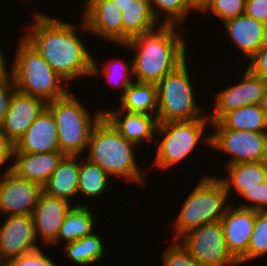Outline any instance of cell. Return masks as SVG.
Here are the masks:
<instances>
[{
	"instance_id": "cell-7",
	"label": "cell",
	"mask_w": 267,
	"mask_h": 266,
	"mask_svg": "<svg viewBox=\"0 0 267 266\" xmlns=\"http://www.w3.org/2000/svg\"><path fill=\"white\" fill-rule=\"evenodd\" d=\"M207 125L212 128L207 113L203 118L196 120L158 123L156 135L162 137L155 139L157 151L151 163L152 167L167 170L183 162L185 158L187 160L201 142L209 147L211 136L204 134Z\"/></svg>"
},
{
	"instance_id": "cell-41",
	"label": "cell",
	"mask_w": 267,
	"mask_h": 266,
	"mask_svg": "<svg viewBox=\"0 0 267 266\" xmlns=\"http://www.w3.org/2000/svg\"><path fill=\"white\" fill-rule=\"evenodd\" d=\"M7 68H8V65L6 62V58L3 53L2 46L0 45V77L11 74V70Z\"/></svg>"
},
{
	"instance_id": "cell-25",
	"label": "cell",
	"mask_w": 267,
	"mask_h": 266,
	"mask_svg": "<svg viewBox=\"0 0 267 266\" xmlns=\"http://www.w3.org/2000/svg\"><path fill=\"white\" fill-rule=\"evenodd\" d=\"M95 225L96 219L87 201L84 205L80 202L79 204L75 203L65 216L57 239L51 245H59L58 243L61 242L67 244L90 235L97 231Z\"/></svg>"
},
{
	"instance_id": "cell-17",
	"label": "cell",
	"mask_w": 267,
	"mask_h": 266,
	"mask_svg": "<svg viewBox=\"0 0 267 266\" xmlns=\"http://www.w3.org/2000/svg\"><path fill=\"white\" fill-rule=\"evenodd\" d=\"M72 206L64 199L41 192L37 205L32 212V217L35 234L43 245L49 246L57 239L65 216Z\"/></svg>"
},
{
	"instance_id": "cell-8",
	"label": "cell",
	"mask_w": 267,
	"mask_h": 266,
	"mask_svg": "<svg viewBox=\"0 0 267 266\" xmlns=\"http://www.w3.org/2000/svg\"><path fill=\"white\" fill-rule=\"evenodd\" d=\"M190 57L156 84L158 123L196 120L205 116V109L197 104L198 96L189 74Z\"/></svg>"
},
{
	"instance_id": "cell-29",
	"label": "cell",
	"mask_w": 267,
	"mask_h": 266,
	"mask_svg": "<svg viewBox=\"0 0 267 266\" xmlns=\"http://www.w3.org/2000/svg\"><path fill=\"white\" fill-rule=\"evenodd\" d=\"M79 161L78 196L85 198H97L108 189L112 179L99 165L81 156ZM109 185V186H108Z\"/></svg>"
},
{
	"instance_id": "cell-31",
	"label": "cell",
	"mask_w": 267,
	"mask_h": 266,
	"mask_svg": "<svg viewBox=\"0 0 267 266\" xmlns=\"http://www.w3.org/2000/svg\"><path fill=\"white\" fill-rule=\"evenodd\" d=\"M94 56H92V76H98L103 75L107 81L108 84L112 87L117 86L122 92L120 94V97L124 94V91L130 86L134 80L133 76V65H132V58L130 62H127L121 58L112 59L113 61H108L101 65L103 68H100V66L97 64ZM116 62V63H115ZM117 75V76H116ZM120 78V79H119ZM112 79V80H111ZM114 80V81H113ZM118 80V81H117ZM120 85V86H119Z\"/></svg>"
},
{
	"instance_id": "cell-21",
	"label": "cell",
	"mask_w": 267,
	"mask_h": 266,
	"mask_svg": "<svg viewBox=\"0 0 267 266\" xmlns=\"http://www.w3.org/2000/svg\"><path fill=\"white\" fill-rule=\"evenodd\" d=\"M64 156L65 154L61 151L46 153L13 152L12 171L19 177L43 186Z\"/></svg>"
},
{
	"instance_id": "cell-10",
	"label": "cell",
	"mask_w": 267,
	"mask_h": 266,
	"mask_svg": "<svg viewBox=\"0 0 267 266\" xmlns=\"http://www.w3.org/2000/svg\"><path fill=\"white\" fill-rule=\"evenodd\" d=\"M180 238L178 241L202 266H239L226 246L220 221L192 229Z\"/></svg>"
},
{
	"instance_id": "cell-13",
	"label": "cell",
	"mask_w": 267,
	"mask_h": 266,
	"mask_svg": "<svg viewBox=\"0 0 267 266\" xmlns=\"http://www.w3.org/2000/svg\"><path fill=\"white\" fill-rule=\"evenodd\" d=\"M80 27L108 41L122 44L121 9L112 0H85ZM82 25V26H81Z\"/></svg>"
},
{
	"instance_id": "cell-12",
	"label": "cell",
	"mask_w": 267,
	"mask_h": 266,
	"mask_svg": "<svg viewBox=\"0 0 267 266\" xmlns=\"http://www.w3.org/2000/svg\"><path fill=\"white\" fill-rule=\"evenodd\" d=\"M42 191L40 184L19 177L12 170L1 174L0 213L32 215Z\"/></svg>"
},
{
	"instance_id": "cell-24",
	"label": "cell",
	"mask_w": 267,
	"mask_h": 266,
	"mask_svg": "<svg viewBox=\"0 0 267 266\" xmlns=\"http://www.w3.org/2000/svg\"><path fill=\"white\" fill-rule=\"evenodd\" d=\"M227 175L219 177L226 187L228 197L233 188L240 195L245 188H253L267 180V161L243 162L225 166Z\"/></svg>"
},
{
	"instance_id": "cell-18",
	"label": "cell",
	"mask_w": 267,
	"mask_h": 266,
	"mask_svg": "<svg viewBox=\"0 0 267 266\" xmlns=\"http://www.w3.org/2000/svg\"><path fill=\"white\" fill-rule=\"evenodd\" d=\"M103 116L127 141L136 144H143L154 141L158 125L157 115L128 112L125 110H104Z\"/></svg>"
},
{
	"instance_id": "cell-6",
	"label": "cell",
	"mask_w": 267,
	"mask_h": 266,
	"mask_svg": "<svg viewBox=\"0 0 267 266\" xmlns=\"http://www.w3.org/2000/svg\"><path fill=\"white\" fill-rule=\"evenodd\" d=\"M46 108L55 121L59 150L65 155L82 156L87 152L91 131L103 117L104 109L89 113V109H86L85 104L72 91L62 98L48 102Z\"/></svg>"
},
{
	"instance_id": "cell-35",
	"label": "cell",
	"mask_w": 267,
	"mask_h": 266,
	"mask_svg": "<svg viewBox=\"0 0 267 266\" xmlns=\"http://www.w3.org/2000/svg\"><path fill=\"white\" fill-rule=\"evenodd\" d=\"M162 266H202L196 262L189 252L178 241L174 240L163 252Z\"/></svg>"
},
{
	"instance_id": "cell-33",
	"label": "cell",
	"mask_w": 267,
	"mask_h": 266,
	"mask_svg": "<svg viewBox=\"0 0 267 266\" xmlns=\"http://www.w3.org/2000/svg\"><path fill=\"white\" fill-rule=\"evenodd\" d=\"M246 0H205L199 9L202 15L213 14L223 23L236 16L245 14Z\"/></svg>"
},
{
	"instance_id": "cell-19",
	"label": "cell",
	"mask_w": 267,
	"mask_h": 266,
	"mask_svg": "<svg viewBox=\"0 0 267 266\" xmlns=\"http://www.w3.org/2000/svg\"><path fill=\"white\" fill-rule=\"evenodd\" d=\"M222 24L234 47L245 56L242 58L249 60L267 41V25L246 14L228 19Z\"/></svg>"
},
{
	"instance_id": "cell-4",
	"label": "cell",
	"mask_w": 267,
	"mask_h": 266,
	"mask_svg": "<svg viewBox=\"0 0 267 266\" xmlns=\"http://www.w3.org/2000/svg\"><path fill=\"white\" fill-rule=\"evenodd\" d=\"M19 39L10 63L16 90L46 103L66 96L70 92L68 82L22 36Z\"/></svg>"
},
{
	"instance_id": "cell-32",
	"label": "cell",
	"mask_w": 267,
	"mask_h": 266,
	"mask_svg": "<svg viewBox=\"0 0 267 266\" xmlns=\"http://www.w3.org/2000/svg\"><path fill=\"white\" fill-rule=\"evenodd\" d=\"M265 255H267V211L257 213L247 253L238 261L239 266Z\"/></svg>"
},
{
	"instance_id": "cell-42",
	"label": "cell",
	"mask_w": 267,
	"mask_h": 266,
	"mask_svg": "<svg viewBox=\"0 0 267 266\" xmlns=\"http://www.w3.org/2000/svg\"><path fill=\"white\" fill-rule=\"evenodd\" d=\"M262 111L265 113V115L267 116V89L265 91V94L263 95V97L261 98V101L259 103Z\"/></svg>"
},
{
	"instance_id": "cell-2",
	"label": "cell",
	"mask_w": 267,
	"mask_h": 266,
	"mask_svg": "<svg viewBox=\"0 0 267 266\" xmlns=\"http://www.w3.org/2000/svg\"><path fill=\"white\" fill-rule=\"evenodd\" d=\"M178 28V25L161 23L121 44L135 51L132 56L135 81L157 84L188 59L186 38Z\"/></svg>"
},
{
	"instance_id": "cell-27",
	"label": "cell",
	"mask_w": 267,
	"mask_h": 266,
	"mask_svg": "<svg viewBox=\"0 0 267 266\" xmlns=\"http://www.w3.org/2000/svg\"><path fill=\"white\" fill-rule=\"evenodd\" d=\"M65 245V254L77 266H89L105 259V243L99 233H92Z\"/></svg>"
},
{
	"instance_id": "cell-40",
	"label": "cell",
	"mask_w": 267,
	"mask_h": 266,
	"mask_svg": "<svg viewBox=\"0 0 267 266\" xmlns=\"http://www.w3.org/2000/svg\"><path fill=\"white\" fill-rule=\"evenodd\" d=\"M14 143H12L1 131H0V167L5 166L9 161H13ZM6 162V163H5ZM6 171L0 172L2 175L12 170V165L5 169Z\"/></svg>"
},
{
	"instance_id": "cell-1",
	"label": "cell",
	"mask_w": 267,
	"mask_h": 266,
	"mask_svg": "<svg viewBox=\"0 0 267 266\" xmlns=\"http://www.w3.org/2000/svg\"><path fill=\"white\" fill-rule=\"evenodd\" d=\"M33 14L34 22L27 26L28 32L22 37L69 84L76 78H91L93 55L79 37V25L47 16L41 11L34 10Z\"/></svg>"
},
{
	"instance_id": "cell-9",
	"label": "cell",
	"mask_w": 267,
	"mask_h": 266,
	"mask_svg": "<svg viewBox=\"0 0 267 266\" xmlns=\"http://www.w3.org/2000/svg\"><path fill=\"white\" fill-rule=\"evenodd\" d=\"M210 147L228 154L225 166L243 162L267 161V132L240 131L226 128L220 121L211 122Z\"/></svg>"
},
{
	"instance_id": "cell-22",
	"label": "cell",
	"mask_w": 267,
	"mask_h": 266,
	"mask_svg": "<svg viewBox=\"0 0 267 266\" xmlns=\"http://www.w3.org/2000/svg\"><path fill=\"white\" fill-rule=\"evenodd\" d=\"M80 155H65L47 182L42 186L44 193L64 199L72 203L71 199L78 195L79 161Z\"/></svg>"
},
{
	"instance_id": "cell-23",
	"label": "cell",
	"mask_w": 267,
	"mask_h": 266,
	"mask_svg": "<svg viewBox=\"0 0 267 266\" xmlns=\"http://www.w3.org/2000/svg\"><path fill=\"white\" fill-rule=\"evenodd\" d=\"M121 14L122 44L157 28L162 23L154 16L149 0H132L123 7Z\"/></svg>"
},
{
	"instance_id": "cell-26",
	"label": "cell",
	"mask_w": 267,
	"mask_h": 266,
	"mask_svg": "<svg viewBox=\"0 0 267 266\" xmlns=\"http://www.w3.org/2000/svg\"><path fill=\"white\" fill-rule=\"evenodd\" d=\"M119 98L121 110L157 115V86L154 83L135 81Z\"/></svg>"
},
{
	"instance_id": "cell-36",
	"label": "cell",
	"mask_w": 267,
	"mask_h": 266,
	"mask_svg": "<svg viewBox=\"0 0 267 266\" xmlns=\"http://www.w3.org/2000/svg\"><path fill=\"white\" fill-rule=\"evenodd\" d=\"M52 259L46 255L40 246L33 252L7 260L2 266H58Z\"/></svg>"
},
{
	"instance_id": "cell-5",
	"label": "cell",
	"mask_w": 267,
	"mask_h": 266,
	"mask_svg": "<svg viewBox=\"0 0 267 266\" xmlns=\"http://www.w3.org/2000/svg\"><path fill=\"white\" fill-rule=\"evenodd\" d=\"M196 184L184 199L174 221V240L204 224L220 221L231 205L226 187L219 177L203 175Z\"/></svg>"
},
{
	"instance_id": "cell-34",
	"label": "cell",
	"mask_w": 267,
	"mask_h": 266,
	"mask_svg": "<svg viewBox=\"0 0 267 266\" xmlns=\"http://www.w3.org/2000/svg\"><path fill=\"white\" fill-rule=\"evenodd\" d=\"M245 202L238 203V207L252 209L259 212L267 211V180L258 183L253 188H245L239 195Z\"/></svg>"
},
{
	"instance_id": "cell-16",
	"label": "cell",
	"mask_w": 267,
	"mask_h": 266,
	"mask_svg": "<svg viewBox=\"0 0 267 266\" xmlns=\"http://www.w3.org/2000/svg\"><path fill=\"white\" fill-rule=\"evenodd\" d=\"M258 212L235 206L233 203L220 220L226 246L237 261L247 253Z\"/></svg>"
},
{
	"instance_id": "cell-3",
	"label": "cell",
	"mask_w": 267,
	"mask_h": 266,
	"mask_svg": "<svg viewBox=\"0 0 267 266\" xmlns=\"http://www.w3.org/2000/svg\"><path fill=\"white\" fill-rule=\"evenodd\" d=\"M136 147L103 116L91 131L85 158L99 165L111 178L117 177L142 186L146 182L140 169L142 166L139 167L135 158Z\"/></svg>"
},
{
	"instance_id": "cell-38",
	"label": "cell",
	"mask_w": 267,
	"mask_h": 266,
	"mask_svg": "<svg viewBox=\"0 0 267 266\" xmlns=\"http://www.w3.org/2000/svg\"><path fill=\"white\" fill-rule=\"evenodd\" d=\"M248 61L246 68L252 74L267 79V41Z\"/></svg>"
},
{
	"instance_id": "cell-11",
	"label": "cell",
	"mask_w": 267,
	"mask_h": 266,
	"mask_svg": "<svg viewBox=\"0 0 267 266\" xmlns=\"http://www.w3.org/2000/svg\"><path fill=\"white\" fill-rule=\"evenodd\" d=\"M245 69L239 82H236L237 84L229 85L215 95L213 112L208 115L211 122L219 121L231 110L260 103L267 89V79L256 76L247 68Z\"/></svg>"
},
{
	"instance_id": "cell-15",
	"label": "cell",
	"mask_w": 267,
	"mask_h": 266,
	"mask_svg": "<svg viewBox=\"0 0 267 266\" xmlns=\"http://www.w3.org/2000/svg\"><path fill=\"white\" fill-rule=\"evenodd\" d=\"M46 106L47 103L43 99L15 90L0 131L15 144Z\"/></svg>"
},
{
	"instance_id": "cell-37",
	"label": "cell",
	"mask_w": 267,
	"mask_h": 266,
	"mask_svg": "<svg viewBox=\"0 0 267 266\" xmlns=\"http://www.w3.org/2000/svg\"><path fill=\"white\" fill-rule=\"evenodd\" d=\"M15 90L12 74L0 77V125L5 119L10 99Z\"/></svg>"
},
{
	"instance_id": "cell-28",
	"label": "cell",
	"mask_w": 267,
	"mask_h": 266,
	"mask_svg": "<svg viewBox=\"0 0 267 266\" xmlns=\"http://www.w3.org/2000/svg\"><path fill=\"white\" fill-rule=\"evenodd\" d=\"M219 121L228 129L267 132V116L259 104L247 105L231 110Z\"/></svg>"
},
{
	"instance_id": "cell-43",
	"label": "cell",
	"mask_w": 267,
	"mask_h": 266,
	"mask_svg": "<svg viewBox=\"0 0 267 266\" xmlns=\"http://www.w3.org/2000/svg\"><path fill=\"white\" fill-rule=\"evenodd\" d=\"M118 7H120L121 11H123V7L127 4L131 3L132 0H112Z\"/></svg>"
},
{
	"instance_id": "cell-30",
	"label": "cell",
	"mask_w": 267,
	"mask_h": 266,
	"mask_svg": "<svg viewBox=\"0 0 267 266\" xmlns=\"http://www.w3.org/2000/svg\"><path fill=\"white\" fill-rule=\"evenodd\" d=\"M154 16L164 24L185 25L191 10L199 11L195 0H149ZM161 13V14H160ZM165 18V19H164ZM187 18V19H186Z\"/></svg>"
},
{
	"instance_id": "cell-44",
	"label": "cell",
	"mask_w": 267,
	"mask_h": 266,
	"mask_svg": "<svg viewBox=\"0 0 267 266\" xmlns=\"http://www.w3.org/2000/svg\"><path fill=\"white\" fill-rule=\"evenodd\" d=\"M205 0H195V2L200 6Z\"/></svg>"
},
{
	"instance_id": "cell-14",
	"label": "cell",
	"mask_w": 267,
	"mask_h": 266,
	"mask_svg": "<svg viewBox=\"0 0 267 266\" xmlns=\"http://www.w3.org/2000/svg\"><path fill=\"white\" fill-rule=\"evenodd\" d=\"M0 227V262L39 249L32 215L6 216Z\"/></svg>"
},
{
	"instance_id": "cell-20",
	"label": "cell",
	"mask_w": 267,
	"mask_h": 266,
	"mask_svg": "<svg viewBox=\"0 0 267 266\" xmlns=\"http://www.w3.org/2000/svg\"><path fill=\"white\" fill-rule=\"evenodd\" d=\"M60 151L55 121L46 108L14 144L13 152L46 153Z\"/></svg>"
},
{
	"instance_id": "cell-39",
	"label": "cell",
	"mask_w": 267,
	"mask_h": 266,
	"mask_svg": "<svg viewBox=\"0 0 267 266\" xmlns=\"http://www.w3.org/2000/svg\"><path fill=\"white\" fill-rule=\"evenodd\" d=\"M245 14L267 25V0H246Z\"/></svg>"
}]
</instances>
